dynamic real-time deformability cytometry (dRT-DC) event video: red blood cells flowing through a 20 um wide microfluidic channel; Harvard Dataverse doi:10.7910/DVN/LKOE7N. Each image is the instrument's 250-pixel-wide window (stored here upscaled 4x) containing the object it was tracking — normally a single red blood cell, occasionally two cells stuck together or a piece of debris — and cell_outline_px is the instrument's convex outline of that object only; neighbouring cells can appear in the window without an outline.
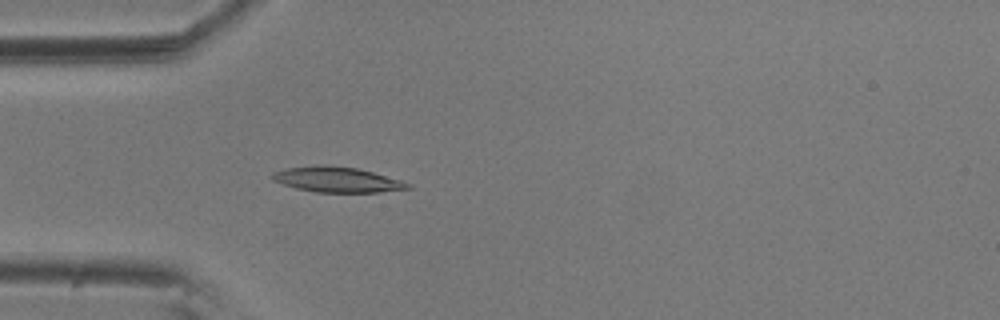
{"species": "common noctule bat (a hibernating species)", "species_latin": "Nyctalus noctula", "temperature_condition": "room temperature", "stored_images_in_passage": 56, "camera_frame_rate_fps": 3000, "um_per_image_px": 0.085, "animal": {"sex": "male", "body_mass_g": 20.5, "forearm_length_mm": 52.5}, "frame": {"image": 1, "passage_image": 16, "time_ms": 5.0, "image_size_px": [1000, 320], "cell_outline_px": [[412, 188], [380, 192], [316, 192], [296, 188], [272, 180], [268, 176], [272, 172], [284, 168], [324, 164], [356, 168], [372, 172], [400, 180], [412, 184]], "centroid_in_image_um": [28.6, 15.26], "position_along_channel_um": 56.4, "area_um2": 20.06}}
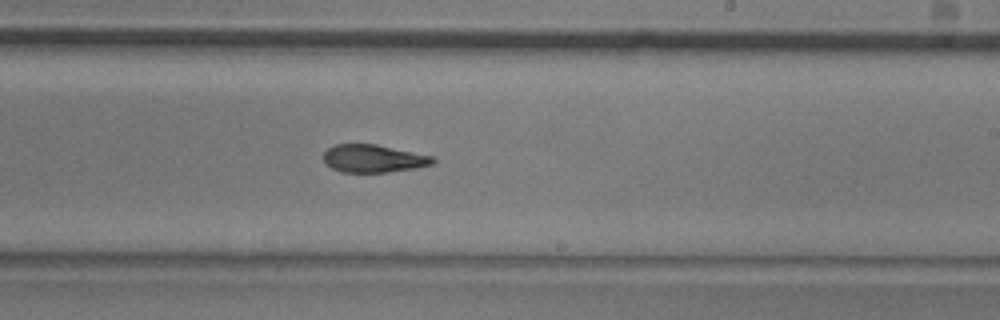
{"frame": {"image": 2, "passage_image": 33, "time_ms": 10.667, "image_size_px": [1000, 320], "cell_outline_px": [[436, 160], [432, 164], [416, 168], [388, 172], [340, 172], [332, 168], [324, 160], [324, 152], [328, 148], [336, 144], [376, 144], [436, 156]], "centroid_in_image_um": [31.79, 13.47], "position_along_channel_um": 257.2, "area_um2": 17.8}}
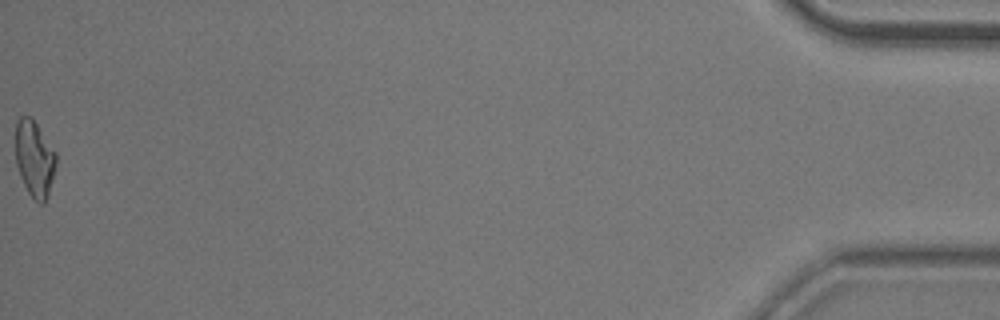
{"frame": {"image": 3, "passage_image": 56, "time_ms": 18.333, "image_size_px": [1000, 320], "cell_outline_px": [[56, 164], [48, 196], [44, 204], [40, 204], [28, 192], [20, 176], [16, 164], [16, 120], [20, 116], [32, 116], [56, 152]], "centroid_in_image_um": [2.93, 13.46], "position_along_channel_um": 432.3, "area_um2": 18.09}, "authors_computed_cell_mechanics": {"area_um2": 18.5249, "velocity_mm_per_s": 3.6139, "shape_relaxation_time_tau1_ms": 4.8913, "shape_relaxation_time_tau2_ms": 3.7369, "deformation_change_tau1": 0.1667, "deformation_change_tau2": 0.117}}